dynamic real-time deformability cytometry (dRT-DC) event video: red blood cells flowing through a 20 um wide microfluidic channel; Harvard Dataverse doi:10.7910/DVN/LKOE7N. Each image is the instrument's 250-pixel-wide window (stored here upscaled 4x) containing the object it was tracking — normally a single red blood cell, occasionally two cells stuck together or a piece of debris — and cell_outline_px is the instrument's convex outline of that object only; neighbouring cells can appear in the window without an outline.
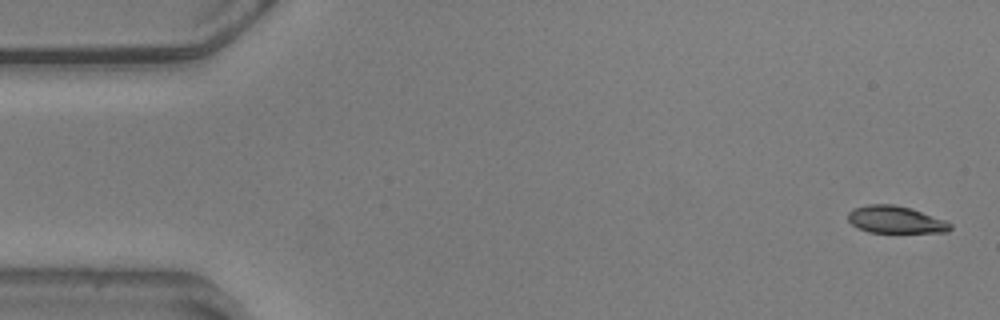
{"species": "common noctule bat (a hibernating species)", "species_latin": "Nyctalus noctula", "temperature_condition": "warm", "stored_images_in_passage": 56, "camera_frame_rate_fps": 3000, "um_per_image_px": 0.085, "animal": {"sex": "male", "body_mass_g": 20.5, "forearm_length_mm": 52.5}, "frame": {"image": 1, "passage_image": 1, "time_ms": 0.0, "image_size_px": [1000, 320], "cell_outline_px": [[952, 228], [948, 232], [868, 232], [852, 224], [848, 220], [848, 212], [852, 208], [868, 204], [896, 204], [912, 208], [948, 220], [952, 224]], "centroid_in_image_um": [76.16, 18.65], "position_along_channel_um": 8.8, "area_um2": 16.47}}
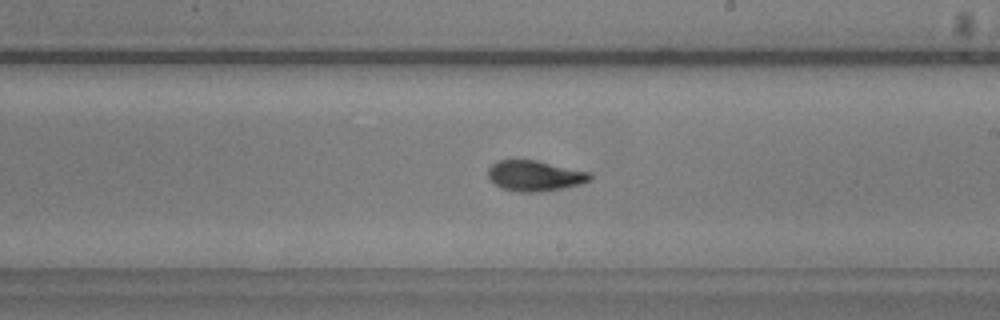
{"frame": {"image": 2, "passage_image": 31, "time_ms": 10.0, "image_size_px": [1000, 320], "cell_outline_px": [[592, 180], [580, 184], [564, 188], [540, 192], [516, 192], [504, 188], [496, 184], [488, 176], [488, 168], [496, 160], [536, 160], [588, 172], [592, 176]], "centroid_in_image_um": [45.46, 14.94], "position_along_channel_um": 243.5, "area_um2": 18.03}}
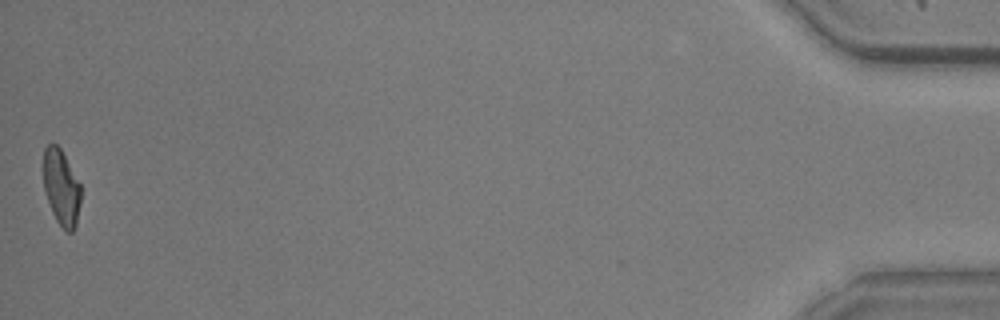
{"frame": {"image": 3, "passage_image": 55, "time_ms": 18.0, "image_size_px": [1000, 320], "cell_outline_px": [[80, 204], [76, 224], [72, 232], [68, 232], [56, 220], [52, 212], [44, 192], [44, 148], [48, 144], [56, 144], [60, 148], [80, 184]], "centroid_in_image_um": [5.2, 15.94], "position_along_channel_um": 430.0, "area_um2": 16.24}, "authors_computed_cell_mechanics": {"area_um2": 17.8313, "velocity_mm_per_s": 3.5915, "shape_relaxation_time_tau1_ms": 3.5783, "shape_relaxation_time_tau2_ms": 1.3309, "deformation_change_tau1": 0.16, "deformation_change_tau2": 0.0683}}